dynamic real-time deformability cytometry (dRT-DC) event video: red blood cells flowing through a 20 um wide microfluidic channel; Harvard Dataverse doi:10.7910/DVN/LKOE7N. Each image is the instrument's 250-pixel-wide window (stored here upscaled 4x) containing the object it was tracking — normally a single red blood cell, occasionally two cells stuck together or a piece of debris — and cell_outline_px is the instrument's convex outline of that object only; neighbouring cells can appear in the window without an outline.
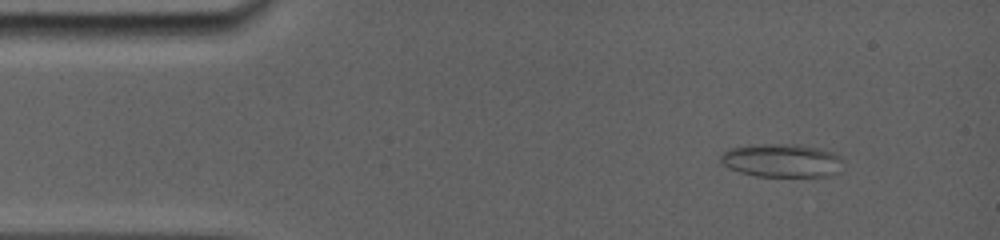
{"species": "common noctule bat (a hibernating species)", "species_latin": "Nyctalus noctula", "temperature_condition": "room temperature", "stored_images_in_passage": 25, "camera_frame_rate_fps": 5000, "um_per_image_px": 0.085, "animal": {"sex": "female", "body_mass_g": 19.0, "forearm_length_mm": 56.7}, "frame": {"image": 1, "passage_image": 1, "time_ms": 0.0, "image_size_px": [1000, 240], "cell_outline_px": [[824, 176], [756, 176], [740, 172], [724, 164], [724, 156], [728, 152], [740, 148], [796, 148], [816, 152], [824, 156]], "centroid_in_image_um": [65.96, 13.77], "position_along_channel_um": 19.0, "area_um2": 18.09}}
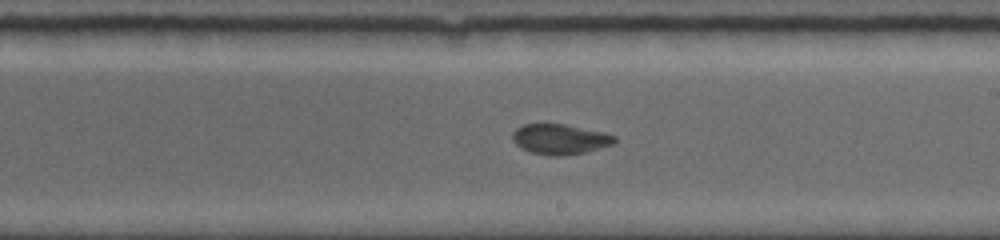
{"frame": {"image": 2, "passage_image": 12, "time_ms": 7.8, "image_size_px": [1000, 240], "cell_outline_px": [[616, 144], [584, 152], [564, 156], [548, 156], [532, 152], [520, 148], [512, 140], [512, 132], [516, 128], [524, 124], [564, 124], [600, 132], [616, 136]], "centroid_in_image_um": [47.57, 11.84], "position_along_channel_um": 241.4, "area_um2": 17.98}}
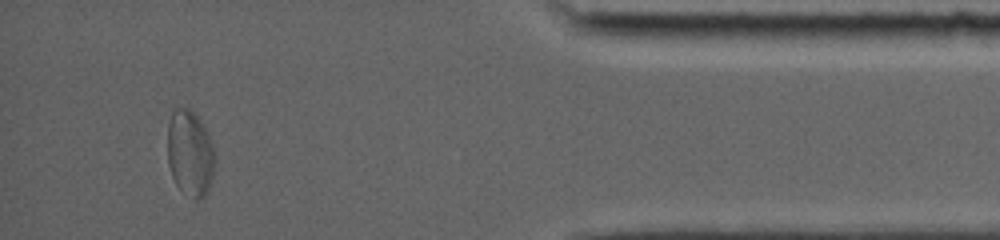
{"frame": {"image": 3, "passage_image": 22, "time_ms": 13.4, "image_size_px": [1000, 240], "cell_outline_px": [[216, 160], [212, 176], [208, 188], [204, 196], [200, 200], [192, 200], [176, 184], [172, 176], [168, 164], [168, 124], [172, 112], [176, 108], [188, 108], [200, 120], [208, 132], [216, 156]], "centroid_in_image_um": [16.16, 13.04], "position_along_channel_um": 419.0, "area_um2": 23.81}, "authors_computed_cell_mechanics": {"area_um2": 18.1492, "velocity_mm_per_s": 3.8137, "shape_relaxation_time_tau1_ms": 7.8168, "shape_relaxation_time_tau2_ms": 1.343, "deformation_change_tau1": 0.1438, "deformation_change_tau2": 0.0528}}